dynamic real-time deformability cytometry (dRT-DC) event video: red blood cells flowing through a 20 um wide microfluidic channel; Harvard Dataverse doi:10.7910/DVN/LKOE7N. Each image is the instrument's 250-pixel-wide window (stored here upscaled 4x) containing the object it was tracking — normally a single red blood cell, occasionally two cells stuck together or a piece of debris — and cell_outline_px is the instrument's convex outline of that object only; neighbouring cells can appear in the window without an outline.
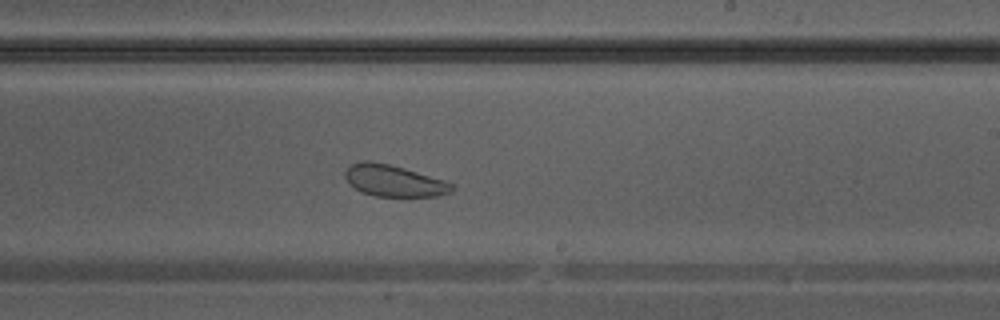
{"species": "Egyptian fruit bat (a non-hibernating species)", "species_latin": "Rousettus aegyptiacus", "temperature_condition": "warm", "stored_images_in_passage": 30, "camera_frame_rate_fps": 3000, "um_per_image_px": 0.085, "animal": {"sex": "male"}, "frame": {"image": 1, "passage_image": 13, "time_ms": 4.0, "image_size_px": [1000, 320], "cell_outline_px": [[456, 188], [452, 192], [436, 196], [376, 196], [360, 192], [348, 184], [344, 176], [344, 172], [352, 164], [364, 160], [368, 160], [388, 164], [404, 168], [444, 180], [452, 184]], "centroid_in_image_um": [33.46, 15.37], "position_along_channel_um": 255.5, "area_um2": 19.65}}